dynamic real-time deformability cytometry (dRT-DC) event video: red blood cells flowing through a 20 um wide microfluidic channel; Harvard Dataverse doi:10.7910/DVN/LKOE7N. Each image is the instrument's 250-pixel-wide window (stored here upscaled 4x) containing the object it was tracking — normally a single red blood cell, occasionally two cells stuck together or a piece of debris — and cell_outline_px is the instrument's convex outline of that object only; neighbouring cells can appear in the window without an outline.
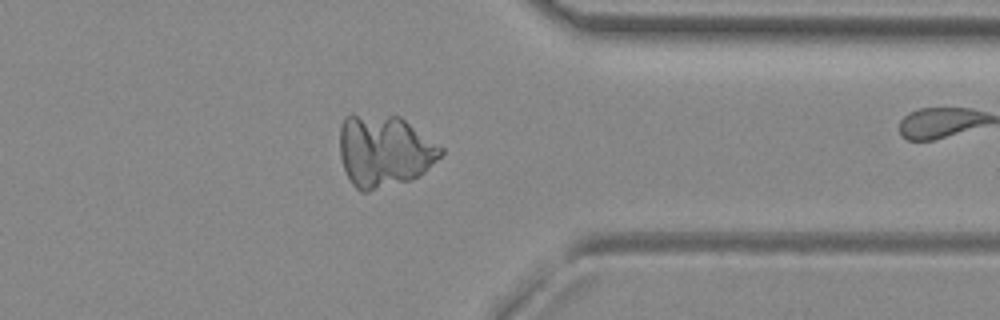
{"species": "common noctule bat (a hibernating species)", "species_latin": "Nyctalus noctula", "temperature_condition": "room temperature", "stored_images_in_passage": 47, "segment_of_instrument_passage": [2, 2], "camera_frame_rate_fps": 3000, "um_per_image_px": 0.085, "animal": {"sex": "female", "body_mass_g": 29.2, "forearm_length_mm": 56.3}, "frame": {"image": 1, "passage_image": 40, "time_ms": 13.0, "image_size_px": [1000, 320], "cell_outline_px": [[444, 152], [440, 156], [416, 176], [404, 180], [396, 176], [384, 128], [384, 124], [388, 120], [400, 120], [440, 148]], "centroid_in_image_um": [34.79, 12.71], "position_along_channel_um": 376.6, "area_um2": 15.14}}